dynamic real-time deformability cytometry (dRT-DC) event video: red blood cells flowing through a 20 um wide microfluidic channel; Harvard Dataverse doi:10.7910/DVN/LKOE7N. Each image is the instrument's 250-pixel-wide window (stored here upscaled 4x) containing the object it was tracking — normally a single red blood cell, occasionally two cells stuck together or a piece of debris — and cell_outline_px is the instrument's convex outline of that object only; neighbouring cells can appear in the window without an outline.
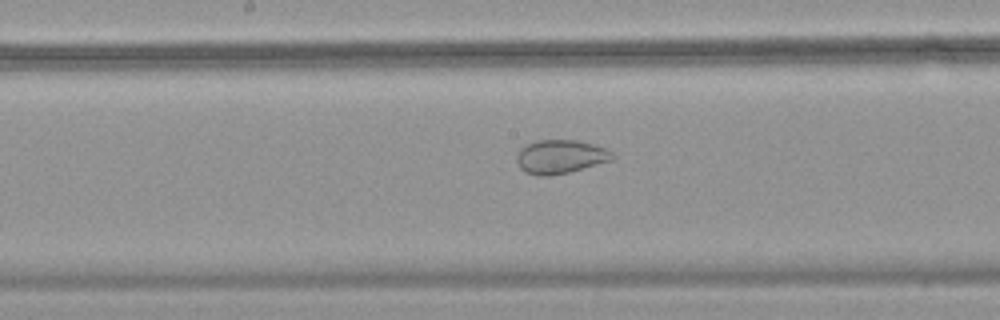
{"species": "common noctule bat (a hibernating species)", "species_latin": "Nyctalus noctula", "temperature_condition": "warm", "stored_images_in_passage": 23, "camera_frame_rate_fps": 3000, "um_per_image_px": 0.085, "animal": {"sex": "female", "body_mass_g": 18.4}, "frame": {"image": 1, "passage_image": 17, "time_ms": 5.333, "image_size_px": [1000, 320], "cell_outline_px": [[616, 156], [612, 160], [568, 172], [548, 176], [536, 176], [524, 172], [520, 168], [516, 160], [516, 156], [520, 148], [536, 140], [576, 140], [592, 144], [604, 148], [612, 152]], "centroid_in_image_um": [47.6, 13.32], "position_along_channel_um": 200.6, "area_um2": 18.79}}
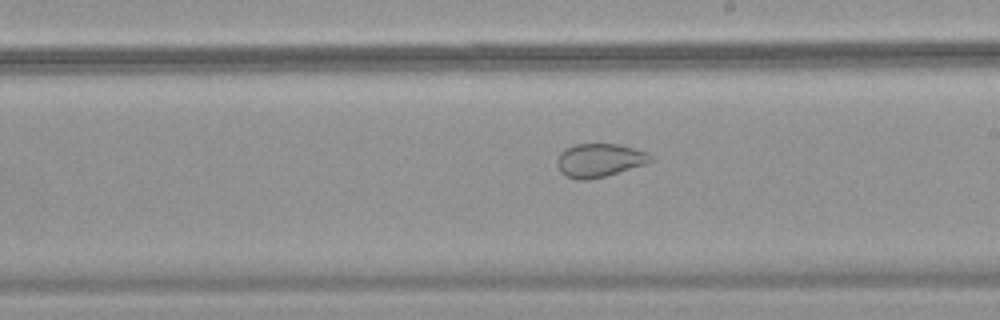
{"frame": {"image": 2, "passage_image": 20, "time_ms": 6.333, "image_size_px": [1000, 320], "cell_outline_px": [[652, 160], [644, 164], [604, 176], [588, 180], [576, 180], [564, 176], [560, 172], [556, 164], [556, 160], [560, 152], [564, 148], [576, 144], [620, 144], [648, 152], [652, 156]], "centroid_in_image_um": [50.89, 13.62], "position_along_channel_um": 238.1, "area_um2": 18.32}}